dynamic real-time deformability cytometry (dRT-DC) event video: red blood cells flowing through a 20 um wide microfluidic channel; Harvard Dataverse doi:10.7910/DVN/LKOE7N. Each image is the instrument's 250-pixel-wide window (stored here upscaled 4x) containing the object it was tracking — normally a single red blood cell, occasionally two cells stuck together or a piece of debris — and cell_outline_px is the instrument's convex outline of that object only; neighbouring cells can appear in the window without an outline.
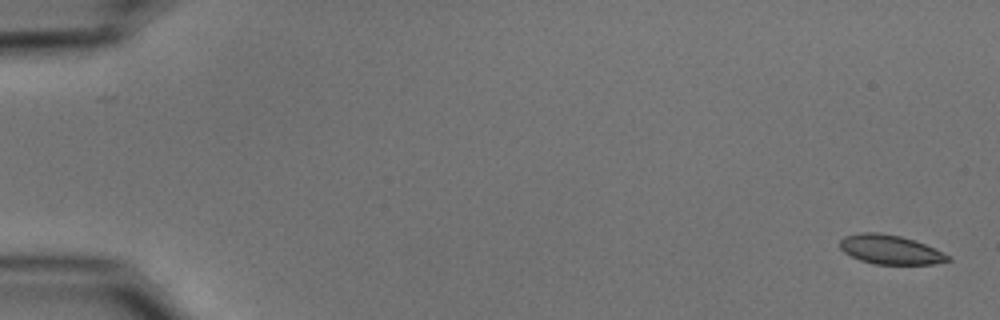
{"species": "common noctule bat (a hibernating species)", "species_latin": "Nyctalus noctula", "temperature_condition": "cold", "stored_images_in_passage": 54, "camera_frame_rate_fps": 3000, "um_per_image_px": 0.085, "animal": {"sex": "male", "body_mass_g": 15.6}, "frame": {"image": 1, "passage_image": 1, "time_ms": 0.0, "image_size_px": [1000, 320], "cell_outline_px": [[952, 260], [932, 264], [876, 264], [860, 260], [844, 252], [840, 248], [840, 240], [844, 236], [860, 232], [880, 232], [900, 236], [924, 244], [952, 256]], "centroid_in_image_um": [75.67, 21.21], "position_along_channel_um": 9.3, "area_um2": 18.32}}
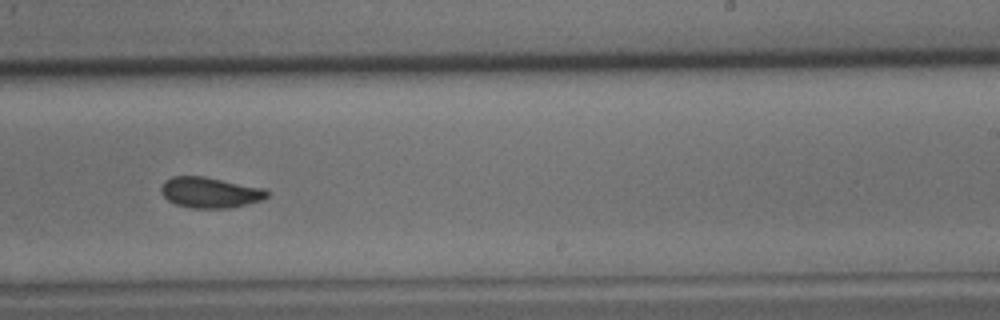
{"frame": {"image": 2, "passage_image": 34, "time_ms": 11.0, "image_size_px": [1000, 320], "cell_outline_px": [[268, 196], [264, 200], [228, 208], [192, 208], [176, 204], [168, 200], [160, 192], [160, 188], [164, 180], [172, 176], [204, 176], [264, 188], [268, 192]], "centroid_in_image_um": [17.84, 16.35], "position_along_channel_um": 271.2, "area_um2": 19.02}}
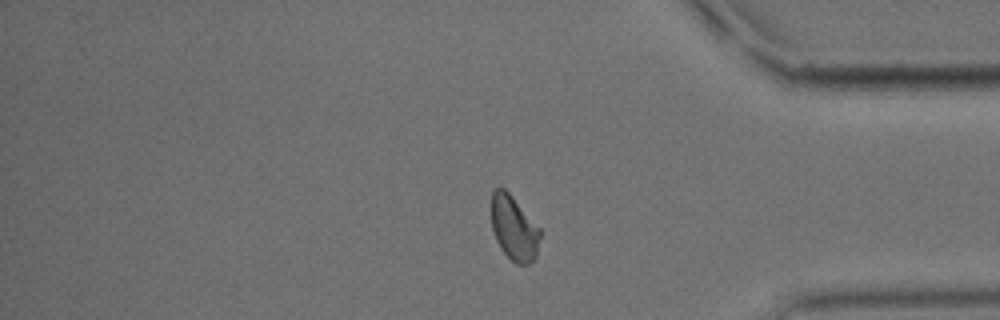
{"frame": {"image": 3, "passage_image": 45, "time_ms": 14.667, "image_size_px": [1000, 320], "cell_outline_px": [[540, 236], [536, 256], [528, 264], [516, 264], [500, 248], [496, 240], [492, 228], [492, 192], [496, 188], [504, 188], [512, 196], [540, 228]], "centroid_in_image_um": [43.69, 19.39], "position_along_channel_um": 391.5, "area_um2": 18.09}, "authors_computed_cell_mechanics": {"area_um2": 19.1318, "velocity_mm_per_s": 3.7426, "shape_relaxation_time_tau1_ms": 6.6592, "shape_relaxation_time_tau2_ms": 0.7397, "deformation_change_tau1": 0.1176, "deformation_change_tau2": 0.0435}}